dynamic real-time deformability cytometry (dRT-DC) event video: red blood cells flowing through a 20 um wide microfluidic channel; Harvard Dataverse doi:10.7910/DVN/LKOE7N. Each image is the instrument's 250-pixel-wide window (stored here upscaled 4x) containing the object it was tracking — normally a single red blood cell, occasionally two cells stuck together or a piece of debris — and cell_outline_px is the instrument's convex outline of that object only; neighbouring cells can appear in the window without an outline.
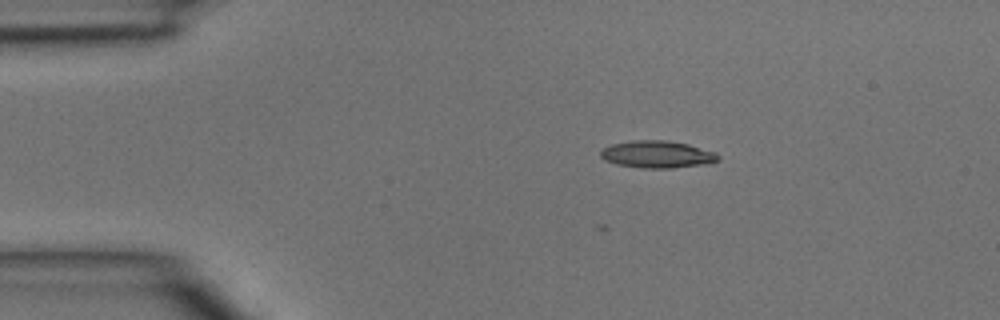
{"species": "common noctule bat (a hibernating species)", "species_latin": "Nyctalus noctula", "temperature_condition": "room temperature", "stored_images_in_passage": 2, "camera_frame_rate_fps": 3000, "um_per_image_px": 0.085, "animal": {"sex": "male", "body_mass_g": 15.6}, "frame": {"image": 1, "passage_image": 1, "time_ms": 0.0, "image_size_px": [1000, 320], "cell_outline_px": [[720, 160], [708, 164], [672, 168], [644, 168], [616, 164], [604, 160], [600, 156], [600, 152], [604, 148], [612, 144], [632, 140], [668, 140], [688, 144], [716, 152], [720, 156]], "centroid_in_image_um": [55.9, 13.12], "position_along_channel_um": 29.1, "area_um2": 18.79}}